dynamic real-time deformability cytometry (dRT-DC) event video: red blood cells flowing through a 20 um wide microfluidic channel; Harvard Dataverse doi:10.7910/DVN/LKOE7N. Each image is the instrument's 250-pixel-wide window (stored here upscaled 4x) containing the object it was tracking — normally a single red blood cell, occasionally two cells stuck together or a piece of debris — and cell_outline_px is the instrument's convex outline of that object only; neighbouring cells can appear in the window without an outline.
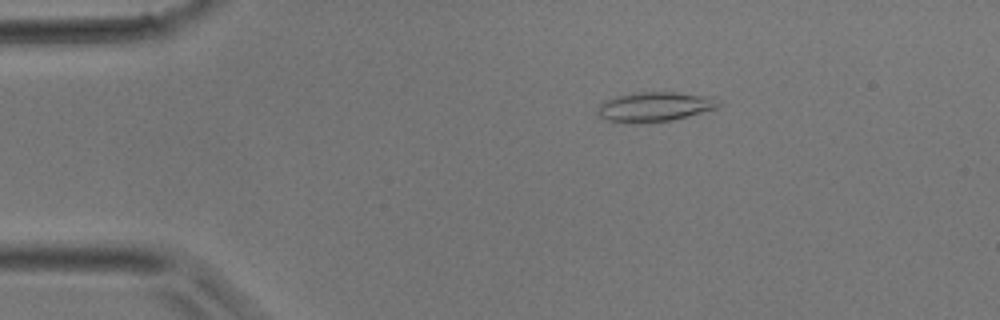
{"species": "common noctule bat (a hibernating species)", "species_latin": "Nyctalus noctula", "temperature_condition": "room temperature", "stored_images_in_passage": 34, "camera_frame_rate_fps": 3000, "um_per_image_px": 0.085, "animal": {"sex": "male", "body_mass_g": 17.9}, "frame": {"image": 1, "passage_image": 1, "time_ms": 0.0, "image_size_px": [1000, 320], "cell_outline_px": [[724, 104], [716, 108], [688, 116], [672, 120], [640, 124], [624, 124], [608, 120], [600, 116], [600, 104], [604, 100], [616, 96], [640, 92], [676, 92], [712, 96]], "centroid_in_image_um": [55.69, 9.08], "position_along_channel_um": 29.3, "area_um2": 21.1}}
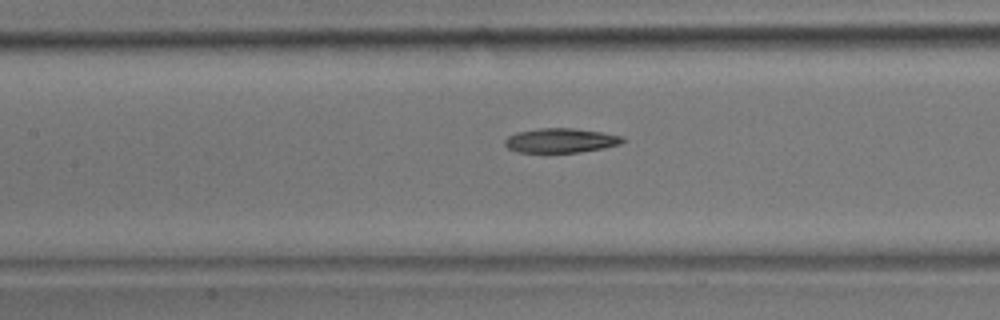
{"frame": {"image": 2, "passage_image": 12, "time_ms": 3.667, "image_size_px": [1000, 320], "cell_outline_px": [[624, 140], [620, 144], [604, 148], [580, 152], [516, 152], [508, 148], [504, 144], [504, 140], [508, 136], [516, 132], [540, 128], [572, 128], [600, 132], [620, 136]], "centroid_in_image_um": [47.61, 11.94], "position_along_channel_um": 159.8, "area_um2": 16.65}}
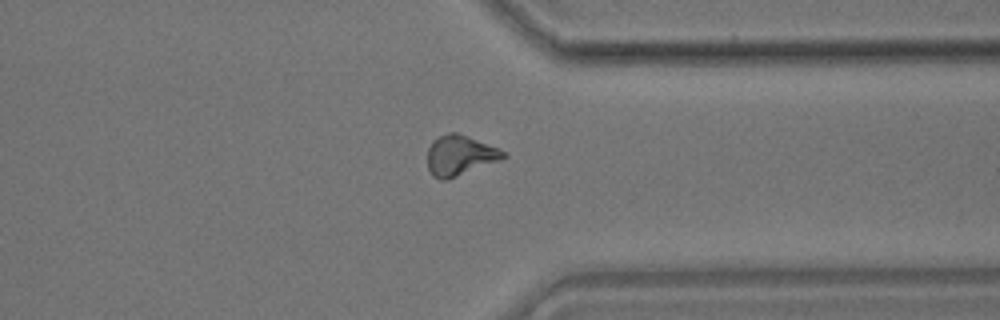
{"frame": {"image": 3, "passage_image": 25, "time_ms": 8.0, "image_size_px": [1000, 320], "cell_outline_px": [[508, 156], [500, 160], [448, 180], [440, 180], [432, 176], [428, 168], [428, 148], [432, 140], [448, 132], [456, 132], [468, 136], [500, 148]], "centroid_in_image_um": [39.09, 13.21], "position_along_channel_um": 372.3, "area_um2": 17.92}}